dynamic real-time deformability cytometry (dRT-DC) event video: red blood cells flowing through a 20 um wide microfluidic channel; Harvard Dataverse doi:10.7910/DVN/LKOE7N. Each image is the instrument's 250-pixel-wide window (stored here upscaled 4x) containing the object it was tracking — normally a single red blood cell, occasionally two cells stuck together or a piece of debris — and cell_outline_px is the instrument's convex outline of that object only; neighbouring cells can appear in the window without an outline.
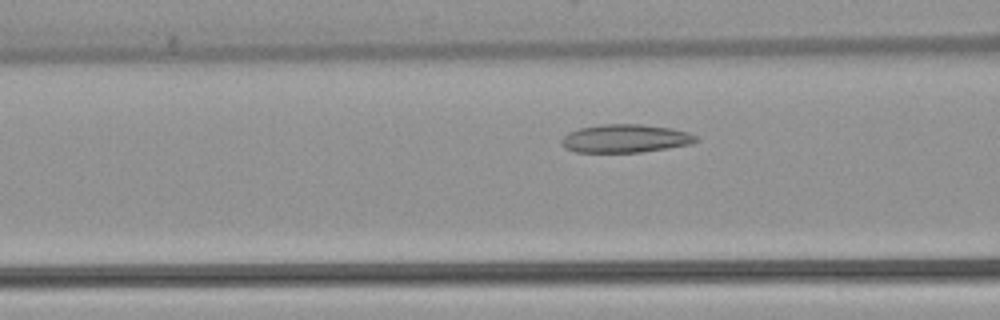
{"species": "common noctule bat (a hibernating species)", "species_latin": "Nyctalus noctula", "temperature_condition": "warm", "stored_images_in_passage": 47, "camera_frame_rate_fps": 3000, "um_per_image_px": 0.085, "animal": {"sex": "female", "body_mass_g": 22.7, "forearm_length_mm": 54.2}, "frame": {"image": 1, "passage_image": 15, "time_ms": 4.667, "image_size_px": [1000, 320], "cell_outline_px": [[700, 140], [692, 144], [668, 148], [640, 152], [576, 152], [564, 148], [560, 144], [560, 140], [568, 132], [580, 128], [600, 124], [640, 124], [672, 128], [688, 132], [696, 136]], "centroid_in_image_um": [53.15, 11.77], "position_along_channel_um": 113.5, "area_um2": 22.31}}
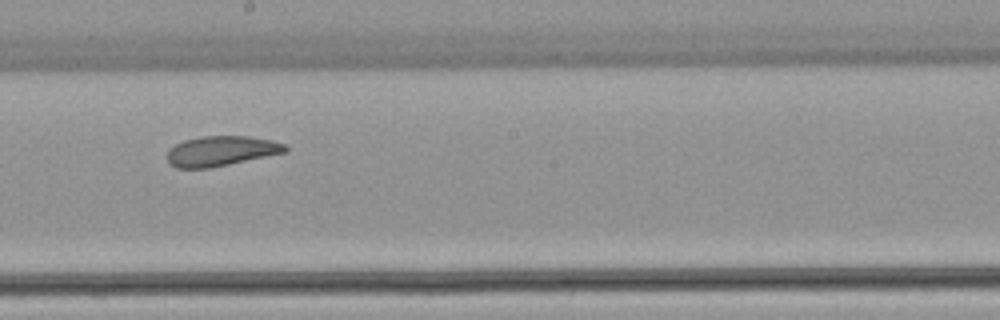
{"frame": {"image": 2, "passage_image": 24, "time_ms": 7.667, "image_size_px": [1000, 320], "cell_outline_px": [[288, 152], [208, 168], [176, 168], [168, 164], [168, 148], [184, 140], [200, 136], [248, 136], [272, 140], [284, 144], [288, 148]], "centroid_in_image_um": [18.78, 12.83], "position_along_channel_um": 229.4, "area_um2": 20.69}}
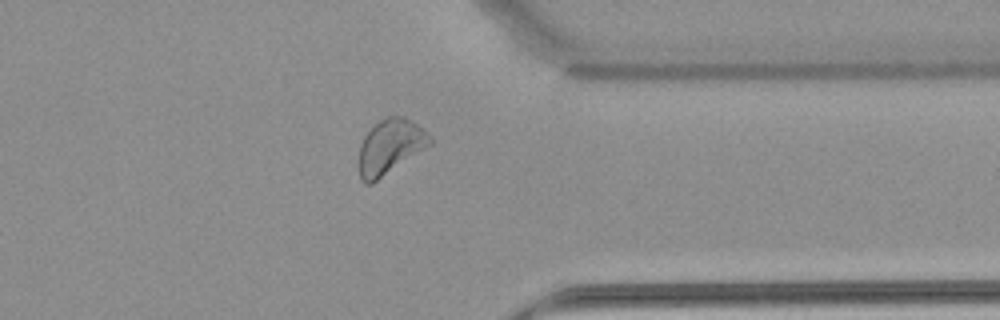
{"frame": {"image": 3, "passage_image": 36, "time_ms": 11.667, "image_size_px": [1000, 320], "cell_outline_px": [[432, 144], [372, 184], [364, 184], [360, 180], [356, 164], [360, 144], [364, 136], [380, 120], [388, 116], [404, 116], [424, 128], [428, 132], [432, 140]], "centroid_in_image_um": [33.12, 12.5], "position_along_channel_um": 378.3, "area_um2": 23.12}, "authors_computed_cell_mechanics": {"area_um2": 23.0044, "velocity_mm_per_s": 3.8731, "shape_relaxation_time_tau1_ms": 10.3299, "shape_relaxation_time_tau2_ms": 4.1734, "deformation_change_tau1": 0.1689, "deformation_change_tau2": 0.1133}}